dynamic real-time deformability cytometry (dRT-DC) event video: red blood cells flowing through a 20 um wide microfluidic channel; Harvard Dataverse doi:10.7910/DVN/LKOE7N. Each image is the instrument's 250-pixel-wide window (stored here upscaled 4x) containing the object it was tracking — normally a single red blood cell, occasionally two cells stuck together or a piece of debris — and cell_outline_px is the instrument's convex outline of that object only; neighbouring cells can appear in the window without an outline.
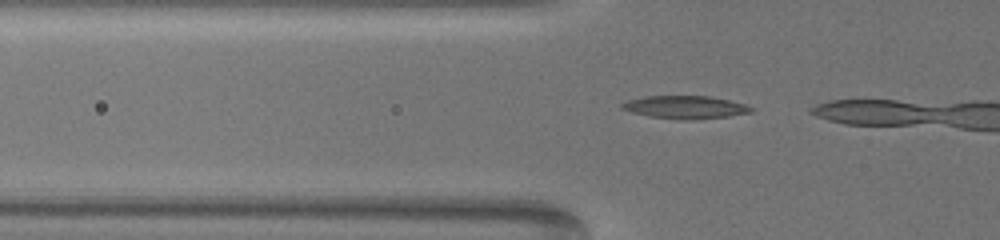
{"species": "common noctule bat (a hibernating species)", "species_latin": "Nyctalus noctula", "temperature_condition": "warm", "stored_images_in_passage": 5, "camera_frame_rate_fps": 3000, "um_per_image_px": 0.085, "animal": {"sex": "female", "body_mass_g": 19.5, "forearm_length_mm": 54.1}, "frame": {"image": 1, "passage_image": 2, "time_ms": 0.333, "image_size_px": [1000, 240], "cell_outline_px": [[756, 108], [752, 112], [728, 116], [684, 120], [648, 116], [632, 112], [620, 108], [620, 104], [628, 100], [644, 96], [712, 96], [744, 104]], "centroid_in_image_um": [58.24, 9.1], "position_along_channel_um": 67.6, "area_um2": 17.17}}